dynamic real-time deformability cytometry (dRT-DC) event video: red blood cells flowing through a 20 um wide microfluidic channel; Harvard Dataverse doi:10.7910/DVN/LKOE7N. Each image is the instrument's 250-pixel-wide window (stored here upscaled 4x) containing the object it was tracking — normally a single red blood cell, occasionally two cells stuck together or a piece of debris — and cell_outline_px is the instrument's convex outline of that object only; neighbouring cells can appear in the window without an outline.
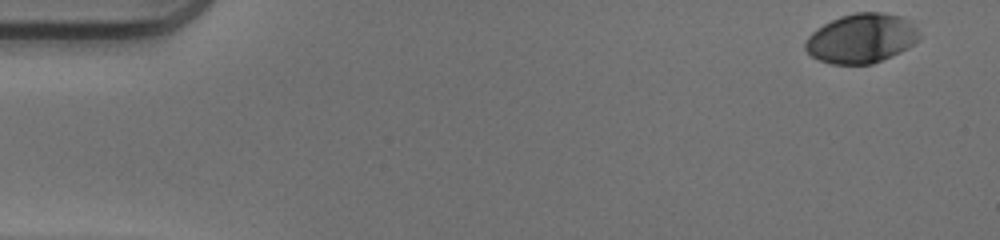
{"species": "human", "species_latin": "Homo sapiens", "temperature_condition": "warm", "stored_images_in_passage": 51, "camera_frame_rate_fps": 3000, "um_per_image_px": 0.085, "donor": {"sex": "male"}, "frame": {"image": 1, "passage_image": 1, "time_ms": 0.0, "image_size_px": [1000, 240], "cell_outline_px": [[920, 40], [900, 52], [872, 64], [832, 64], [820, 60], [812, 56], [804, 48], [804, 44], [808, 36], [816, 28], [840, 16], [856, 12], [880, 12], [900, 16], [908, 20], [916, 28], [920, 36]], "centroid_in_image_um": [73.21, 3.26], "position_along_channel_um": 11.8, "area_um2": 32.71}}
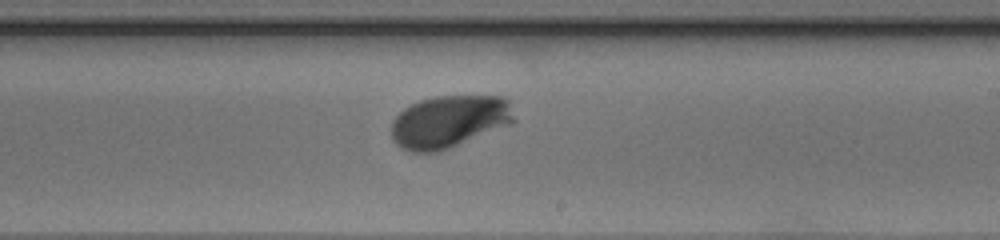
{"frame": {"image": 2, "passage_image": 30, "time_ms": 9.667, "image_size_px": [1000, 240], "cell_outline_px": [[516, 120], [512, 124], [440, 152], [412, 152], [400, 148], [392, 140], [392, 120], [404, 108], [420, 100], [436, 96], [504, 96], [508, 100]], "centroid_in_image_um": [38.19, 10.34], "position_along_channel_um": 250.8, "area_um2": 37.8}}
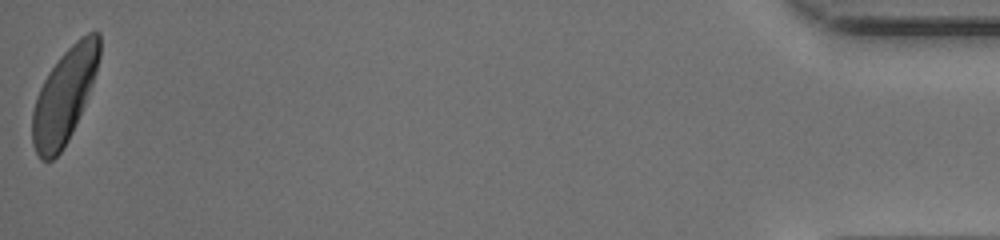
{"frame": {"image": 3, "passage_image": 51, "time_ms": 16.667, "image_size_px": [1000, 240], "cell_outline_px": [[100, 56], [96, 72], [92, 84], [84, 104], [72, 132], [68, 140], [60, 152], [52, 160], [40, 160], [32, 144], [32, 112], [36, 96], [48, 72], [60, 56], [76, 40], [88, 32], [100, 32]], "centroid_in_image_um": [5.46, 8.14], "position_along_channel_um": 429.7, "area_um2": 36.53}, "authors_computed_cell_mechanics": {"area_um2": 35.7204, "velocity_mm_per_s": 3.9177, "shape_relaxation_time_tau1_ms": 1.3531, "shape_relaxation_time_tau2_ms": null, "deformation_change_tau1": 0.113, "deformation_change_tau2": null}}